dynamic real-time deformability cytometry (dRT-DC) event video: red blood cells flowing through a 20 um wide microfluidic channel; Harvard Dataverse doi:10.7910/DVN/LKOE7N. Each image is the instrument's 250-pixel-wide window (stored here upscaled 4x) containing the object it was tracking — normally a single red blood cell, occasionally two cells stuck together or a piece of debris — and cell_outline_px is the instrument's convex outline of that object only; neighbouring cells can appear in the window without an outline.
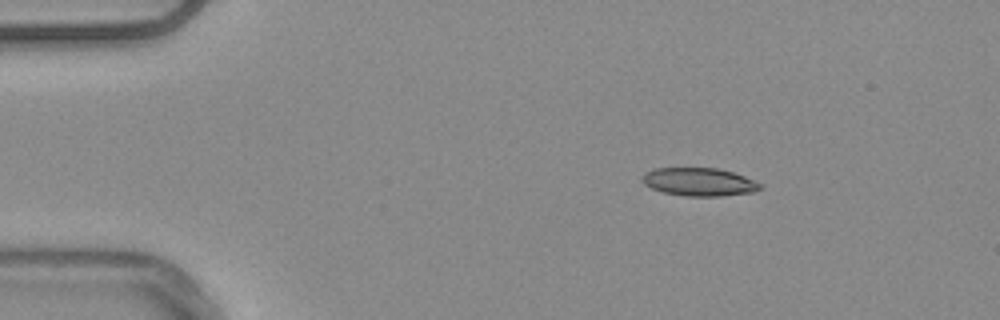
{"species": "common noctule bat (a hibernating species)", "species_latin": "Nyctalus noctula", "temperature_condition": "warm", "stored_images_in_passage": 46, "camera_frame_rate_fps": 3000, "um_per_image_px": 0.085, "animal": {"sex": "male", "body_mass_g": 20.4}, "frame": {"image": 1, "passage_image": 1, "time_ms": 0.0, "image_size_px": [1000, 320], "cell_outline_px": [[764, 188], [756, 192], [720, 196], [684, 196], [664, 192], [652, 188], [644, 184], [640, 180], [644, 172], [656, 168], [716, 168], [732, 172], [744, 176], [764, 184]], "centroid_in_image_um": [59.46, 15.46], "position_along_channel_um": 25.5, "area_um2": 19.54}}
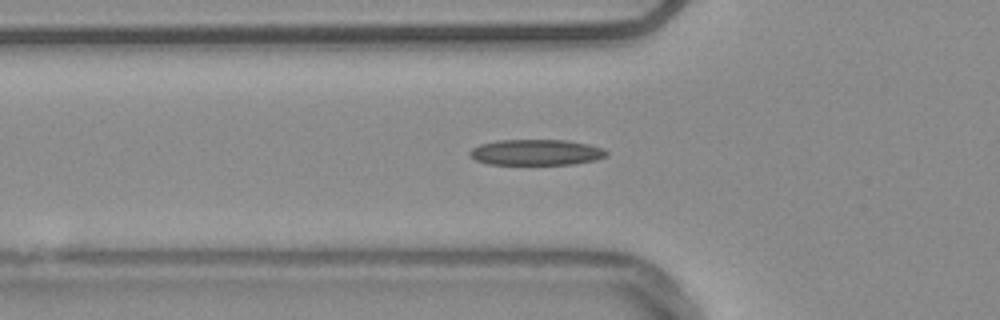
{"frame": {"image": 2, "passage_image": 11, "time_ms": 3.333, "image_size_px": [1000, 320], "cell_outline_px": [[608, 156], [596, 160], [572, 164], [488, 164], [476, 160], [468, 152], [472, 148], [480, 144], [496, 140], [564, 140], [588, 144], [604, 148], [608, 152]], "centroid_in_image_um": [45.6, 12.94], "position_along_channel_um": 80.2, "area_um2": 20.58}, "authors_computed_cell_mechanics": {"area_um2": 19.5364, "velocity_mm_per_s": 3.7804, "shape_relaxation_time_tau1_ms": null, "shape_relaxation_time_tau2_ms": 5.6588, "deformation_change_tau1": null, "deformation_change_tau2": 0.1658}}